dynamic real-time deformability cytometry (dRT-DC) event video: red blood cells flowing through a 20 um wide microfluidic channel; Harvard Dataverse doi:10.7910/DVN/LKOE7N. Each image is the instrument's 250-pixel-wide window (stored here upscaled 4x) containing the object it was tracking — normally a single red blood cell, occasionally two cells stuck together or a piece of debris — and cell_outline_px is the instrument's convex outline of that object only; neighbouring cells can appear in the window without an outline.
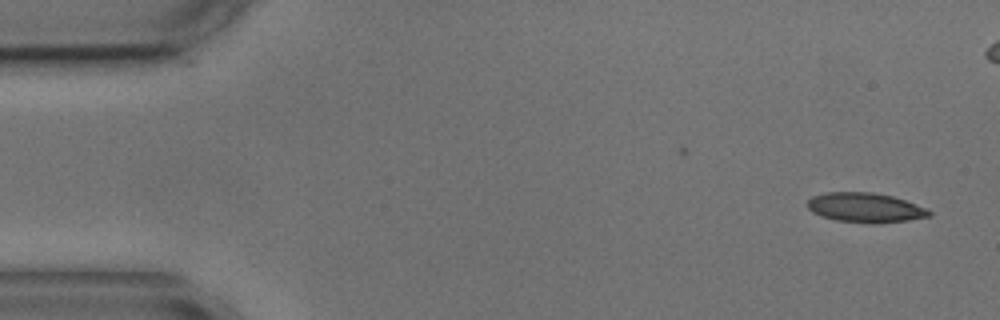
{"species": "common noctule bat (a hibernating species)", "species_latin": "Nyctalus noctula", "temperature_condition": "cold", "stored_images_in_passage": 2, "camera_frame_rate_fps": 3000, "um_per_image_px": 0.085, "animal": {"sex": "male", "body_mass_g": 17.9, "forearm_length_mm": 54.2}, "frame": {"image": 1, "passage_image": 2, "time_ms": 1.0, "image_size_px": [1000, 320], "cell_outline_px": [[932, 216], [908, 220], [880, 224], [872, 224], [836, 220], [820, 216], [812, 212], [808, 208], [808, 200], [812, 196], [824, 192], [872, 192], [892, 196], [928, 208], [932, 212]], "centroid_in_image_um": [73.56, 17.66], "position_along_channel_um": 11.4, "area_um2": 21.27}}